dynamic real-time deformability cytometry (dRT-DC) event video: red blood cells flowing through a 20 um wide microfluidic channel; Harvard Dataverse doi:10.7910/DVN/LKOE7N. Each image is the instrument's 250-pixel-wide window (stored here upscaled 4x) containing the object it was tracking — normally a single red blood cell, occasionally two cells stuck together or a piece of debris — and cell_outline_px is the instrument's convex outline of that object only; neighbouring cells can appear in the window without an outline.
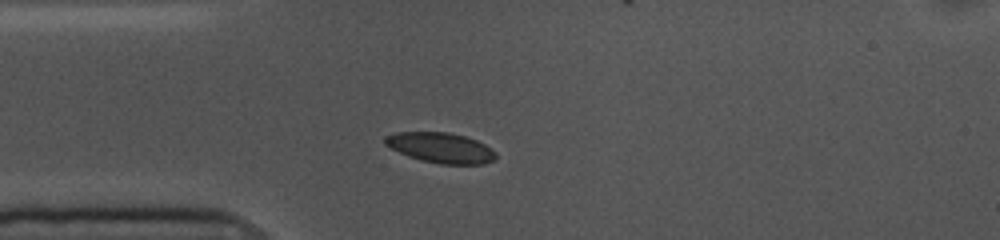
{"species": "common noctule bat (a hibernating species)", "species_latin": "Nyctalus noctula", "temperature_condition": "cold", "stored_images_in_passage": 39, "camera_frame_rate_fps": 3000, "um_per_image_px": 0.085, "animal": {"sex": "female", "body_mass_g": 10.0, "forearm_length_mm": 53.1}, "frame": {"image": 1, "passage_image": 1, "time_ms": 0.0, "image_size_px": [1000, 240], "cell_outline_px": [[496, 156], [492, 160], [484, 164], [440, 164], [420, 160], [408, 156], [384, 144], [384, 136], [396, 132], [448, 132], [464, 136], [476, 140], [484, 144], [496, 152]], "centroid_in_image_um": [37.44, 12.55], "position_along_channel_um": 47.6, "area_um2": 19.48}}
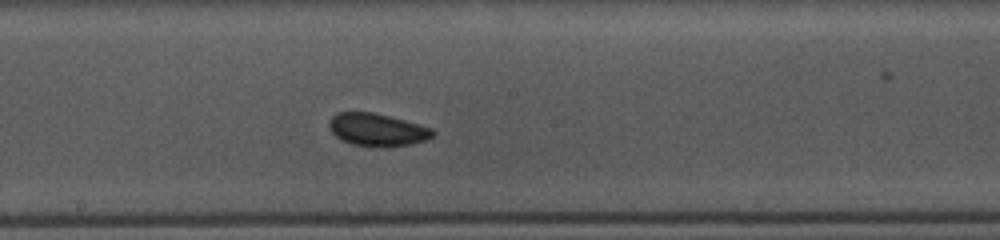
{"frame": {"image": 2, "passage_image": 16, "time_ms": 5.0, "image_size_px": [1000, 240], "cell_outline_px": [[436, 132], [432, 136], [424, 140], [412, 144], [352, 144], [340, 140], [332, 132], [328, 124], [332, 116], [336, 112], [372, 112], [404, 120], [432, 128]], "centroid_in_image_um": [32.02, 10.98], "position_along_channel_um": 216.2, "area_um2": 18.9}}
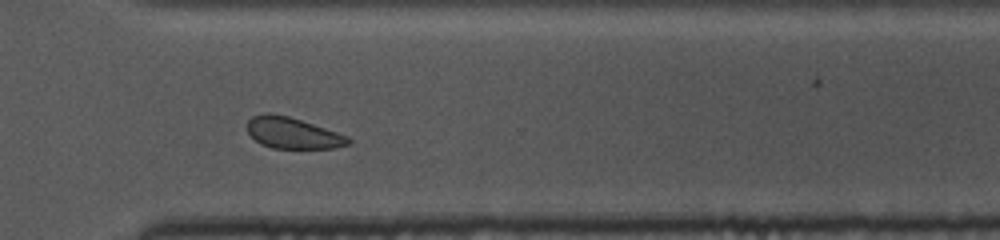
{"frame": {"image": 3, "passage_image": 27, "time_ms": 8.667, "image_size_px": [1000, 240], "cell_outline_px": [[352, 144], [336, 148], [272, 148], [260, 144], [248, 132], [248, 120], [252, 116], [264, 112], [272, 112], [288, 116], [348, 136], [352, 140]], "centroid_in_image_um": [24.88, 11.3], "position_along_channel_um": 345.7, "area_um2": 18.38}, "authors_computed_cell_mechanics": {"area_um2": 19.4786, "velocity_mm_per_s": 3.5344, "shape_relaxation_time_tau1_ms": null, "shape_relaxation_time_tau2_ms": 8.0908, "deformation_change_tau1": null, "deformation_change_tau2": 0.1103}}